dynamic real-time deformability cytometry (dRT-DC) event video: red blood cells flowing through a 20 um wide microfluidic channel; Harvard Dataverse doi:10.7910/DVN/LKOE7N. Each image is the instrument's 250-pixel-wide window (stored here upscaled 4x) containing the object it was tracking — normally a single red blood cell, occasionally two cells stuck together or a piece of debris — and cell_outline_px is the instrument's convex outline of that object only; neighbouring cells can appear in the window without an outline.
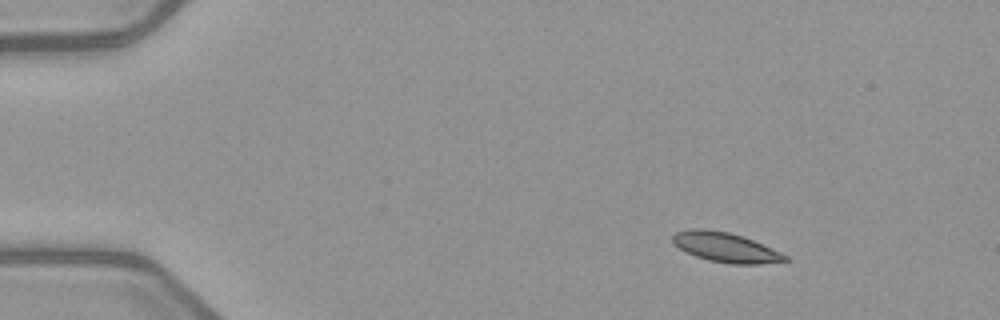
{"species": "common noctule bat (a hibernating species)", "species_latin": "Nyctalus noctula", "temperature_condition": "warm", "stored_images_in_passage": 4, "camera_frame_rate_fps": 3000, "um_per_image_px": 0.085, "animal": {"sex": "female", "body_mass_g": 21.9}, "frame": {"image": 1, "passage_image": 2, "time_ms": 1.333, "image_size_px": [1000, 320], "cell_outline_px": [[788, 260], [760, 264], [732, 264], [708, 260], [696, 256], [680, 248], [672, 240], [672, 236], [676, 232], [692, 228], [704, 228], [728, 232], [744, 236], [772, 248], [788, 256]], "centroid_in_image_um": [61.68, 21.01], "position_along_channel_um": 23.3, "area_um2": 19.31}}